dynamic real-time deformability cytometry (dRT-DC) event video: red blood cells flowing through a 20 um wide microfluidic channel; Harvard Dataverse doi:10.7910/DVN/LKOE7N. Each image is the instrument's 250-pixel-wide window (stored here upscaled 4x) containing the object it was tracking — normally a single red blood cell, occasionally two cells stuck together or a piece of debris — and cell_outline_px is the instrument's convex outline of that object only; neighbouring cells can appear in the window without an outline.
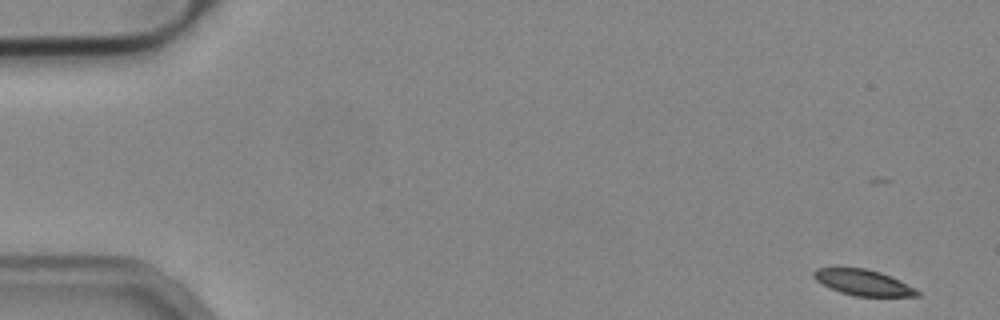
{"species": "common noctule bat (a hibernating species)", "species_latin": "Nyctalus noctula", "temperature_condition": "cold", "stored_images_in_passage": 7, "camera_frame_rate_fps": 3000, "um_per_image_px": 0.085, "animal": {"sex": "male", "body_mass_g": 19.2, "forearm_length_mm": 51.8}, "frame": {"image": 1, "passage_image": 1, "time_ms": 0.0, "image_size_px": [1000, 320], "cell_outline_px": [[920, 296], [856, 296], [840, 292], [816, 280], [812, 276], [812, 272], [816, 268], [868, 268], [880, 272], [900, 280], [916, 288], [920, 292]], "centroid_in_image_um": [73.4, 24.01], "position_along_channel_um": 11.6, "area_um2": 15.49}}